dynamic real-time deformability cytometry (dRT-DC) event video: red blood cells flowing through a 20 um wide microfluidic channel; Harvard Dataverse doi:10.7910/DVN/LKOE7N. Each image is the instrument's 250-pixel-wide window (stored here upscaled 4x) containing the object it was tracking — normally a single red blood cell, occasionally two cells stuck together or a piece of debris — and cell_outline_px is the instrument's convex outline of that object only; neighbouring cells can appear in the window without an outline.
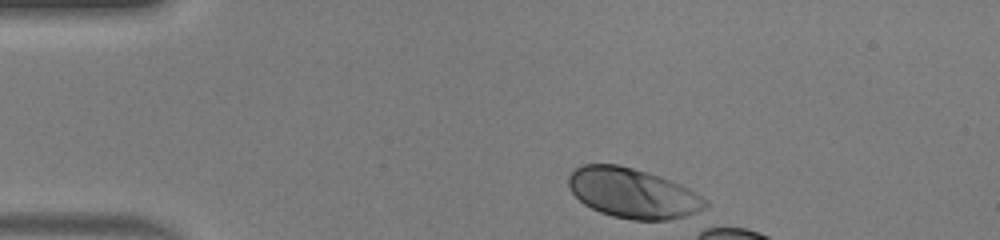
{"species": "human", "species_latin": "Homo sapiens", "temperature_condition": "warm", "stored_images_in_passage": 7, "camera_frame_rate_fps": 3000, "um_per_image_px": 0.085, "donor": {"sex": "male"}, "frame": {"image": 1, "passage_image": 1, "time_ms": 0.0, "image_size_px": [1000, 240], "cell_outline_px": [[708, 204], [704, 208], [696, 212], [684, 216], [668, 220], [632, 220], [612, 216], [600, 212], [584, 204], [568, 188], [568, 176], [576, 168], [584, 164], [616, 164], [648, 172], [660, 176], [680, 184], [688, 188], [708, 200]], "centroid_in_image_um": [53.78, 16.42], "position_along_channel_um": 31.2, "area_um2": 39.65}}